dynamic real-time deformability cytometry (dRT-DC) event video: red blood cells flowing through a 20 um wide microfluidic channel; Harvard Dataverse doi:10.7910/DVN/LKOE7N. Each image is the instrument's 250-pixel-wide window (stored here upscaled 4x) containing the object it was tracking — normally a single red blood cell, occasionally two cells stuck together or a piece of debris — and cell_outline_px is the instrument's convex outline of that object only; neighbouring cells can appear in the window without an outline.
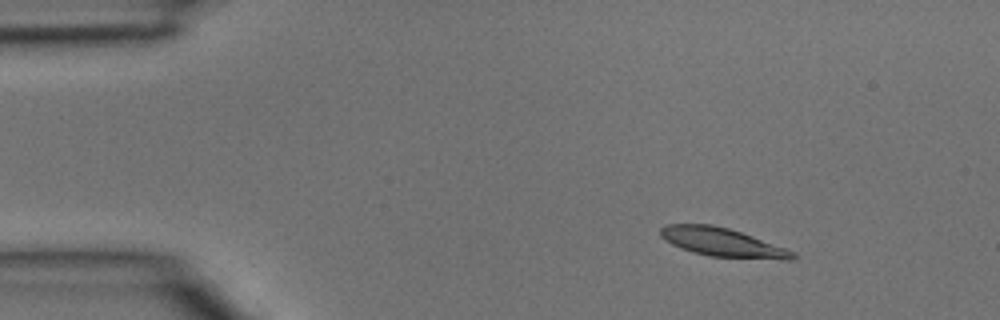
{"species": "common noctule bat (a hibernating species)", "species_latin": "Nyctalus noctula", "temperature_condition": "room temperature", "stored_images_in_passage": 3, "camera_frame_rate_fps": 3000, "um_per_image_px": 0.085, "animal": {"sex": "male", "body_mass_g": 15.6}, "frame": {"image": 1, "passage_image": 1, "time_ms": 0.0, "image_size_px": [1000, 320], "cell_outline_px": [[800, 256], [792, 260], [784, 260], [708, 256], [692, 252], [680, 248], [664, 240], [660, 236], [660, 228], [668, 224], [712, 224], [728, 228], [752, 236], [796, 252]], "centroid_in_image_um": [61.42, 20.61], "position_along_channel_um": 23.6, "area_um2": 22.2}}
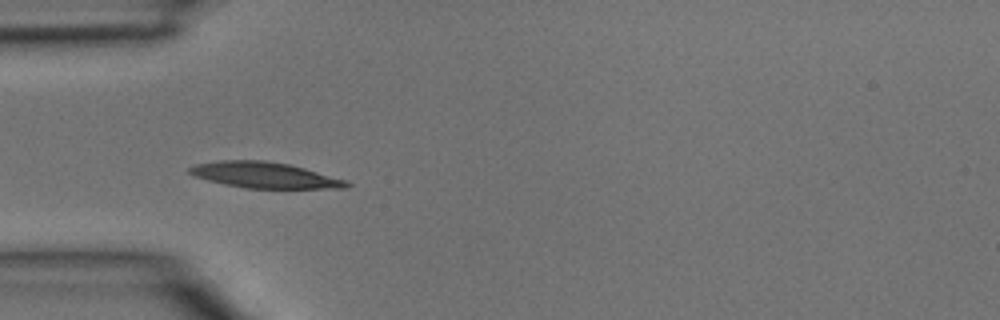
{"frame": {"image": 2, "passage_image": 3, "time_ms": 0.667, "image_size_px": [1000, 320], "cell_outline_px": [[352, 184], [348, 188], [244, 188], [224, 184], [208, 180], [196, 176], [188, 172], [188, 168], [196, 164], [220, 160], [264, 160], [288, 164], [304, 168], [348, 180]], "centroid_in_image_um": [22.52, 14.88], "position_along_channel_um": 62.5, "area_um2": 23.64}}